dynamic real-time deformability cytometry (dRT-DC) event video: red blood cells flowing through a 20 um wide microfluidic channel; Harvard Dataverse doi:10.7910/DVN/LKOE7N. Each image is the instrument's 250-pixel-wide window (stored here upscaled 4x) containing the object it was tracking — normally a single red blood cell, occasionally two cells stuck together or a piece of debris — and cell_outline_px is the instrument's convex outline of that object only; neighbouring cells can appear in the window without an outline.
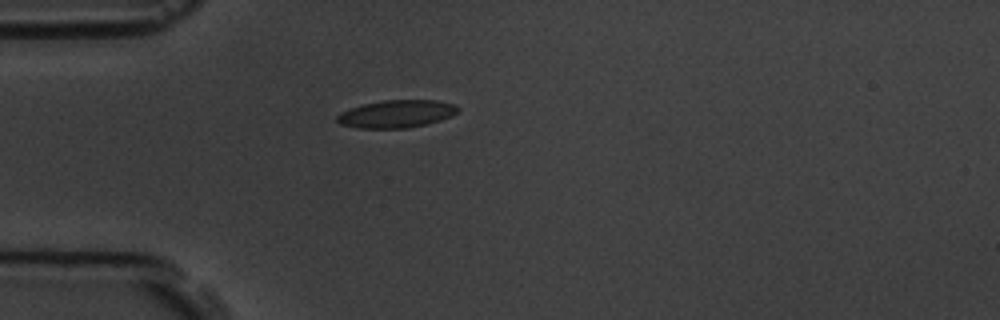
{"species": "common noctule bat (a hibernating species)", "species_latin": "Nyctalus noctula", "temperature_condition": "room temperature", "stored_images_in_passage": 1, "camera_frame_rate_fps": 3000, "um_per_image_px": 0.085, "animal": {"sex": "male", "body_mass_g": 19.5, "forearm_length_mm": 54.6}, "frame": {"image": 1, "passage_image": 1, "time_ms": 0.0, "image_size_px": [1000, 320], "cell_outline_px": [[460, 108], [452, 116], [440, 120], [408, 128], [356, 128], [340, 124], [336, 120], [336, 116], [340, 112], [364, 104], [384, 100], [436, 100], [456, 104]], "centroid_in_image_um": [33.7, 9.68], "position_along_channel_um": 51.3, "area_um2": 19.42}}